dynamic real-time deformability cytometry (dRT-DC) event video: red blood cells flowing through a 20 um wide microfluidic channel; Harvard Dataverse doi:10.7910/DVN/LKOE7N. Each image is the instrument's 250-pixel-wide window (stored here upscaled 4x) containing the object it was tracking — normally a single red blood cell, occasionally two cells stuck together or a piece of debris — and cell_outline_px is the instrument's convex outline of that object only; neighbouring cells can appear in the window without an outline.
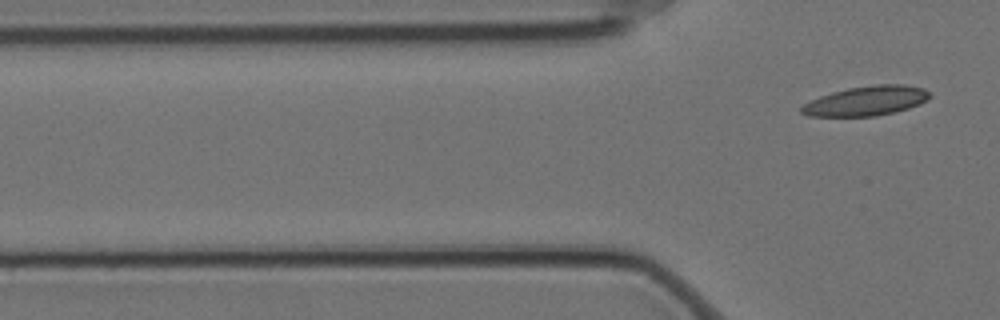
{"species": "Egyptian fruit bat (a non-hibernating species)", "species_latin": "Rousettus aegyptiacus", "temperature_condition": "cold", "stored_images_in_passage": 5, "segment_of_instrument_passage": [2, 2], "camera_frame_rate_fps": 3000, "um_per_image_px": 0.085, "animal": {"sex": "female"}, "frame": {"image": 1, "passage_image": 5, "time_ms": 1.333, "image_size_px": [1000, 320], "cell_outline_px": [[932, 96], [928, 100], [920, 104], [908, 108], [876, 116], [808, 116], [800, 112], [800, 108], [804, 104], [820, 96], [832, 92], [848, 88], [876, 84], [904, 84], [924, 88]], "centroid_in_image_um": [73.65, 8.57], "position_along_channel_um": 52.1, "area_um2": 22.08}}